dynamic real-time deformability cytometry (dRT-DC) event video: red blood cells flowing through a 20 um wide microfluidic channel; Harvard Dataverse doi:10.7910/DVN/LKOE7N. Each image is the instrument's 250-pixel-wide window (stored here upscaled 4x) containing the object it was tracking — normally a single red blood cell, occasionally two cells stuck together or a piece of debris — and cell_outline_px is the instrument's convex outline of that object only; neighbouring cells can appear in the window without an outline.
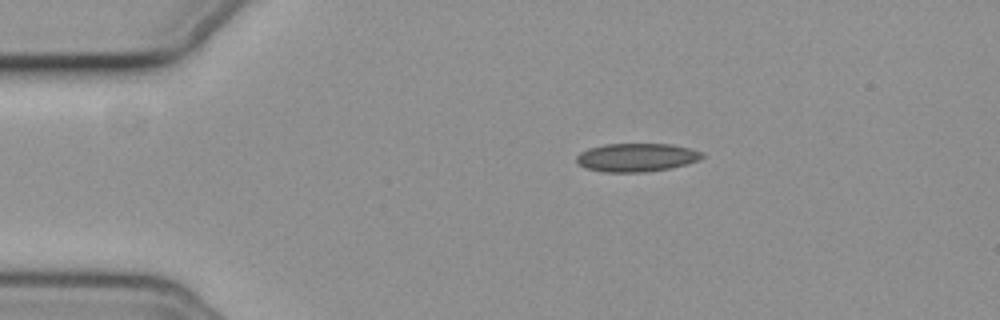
{"species": "common noctule bat (a hibernating species)", "species_latin": "Nyctalus noctula", "temperature_condition": "cold", "stored_images_in_passage": 47, "camera_frame_rate_fps": 3000, "um_per_image_px": 0.085, "animal": {"sex": "female", "body_mass_g": 19.3, "forearm_length_mm": 54.1}, "frame": {"image": 1, "passage_image": 1, "time_ms": 0.0, "image_size_px": [1000, 320], "cell_outline_px": [[704, 156], [700, 160], [688, 164], [672, 168], [644, 172], [604, 172], [584, 168], [576, 160], [576, 156], [580, 152], [588, 148], [604, 144], [672, 144], [704, 152]], "centroid_in_image_um": [54.12, 13.38], "position_along_channel_um": 30.9, "area_um2": 20.98}}
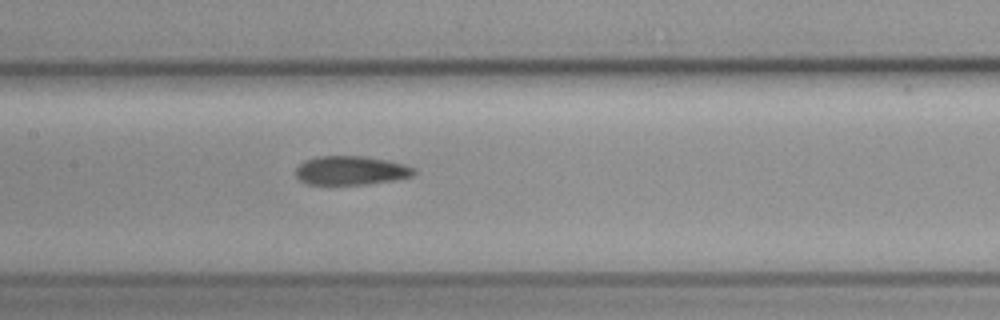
{"frame": {"image": 2, "passage_image": 17, "time_ms": 5.333, "image_size_px": [1000, 320], "cell_outline_px": [[416, 172], [412, 176], [396, 180], [368, 184], [308, 184], [300, 180], [296, 176], [296, 168], [304, 160], [316, 156], [364, 156], [388, 160], [404, 164], [416, 168]], "centroid_in_image_um": [29.85, 14.48], "position_along_channel_um": 177.5, "area_um2": 20.06}}
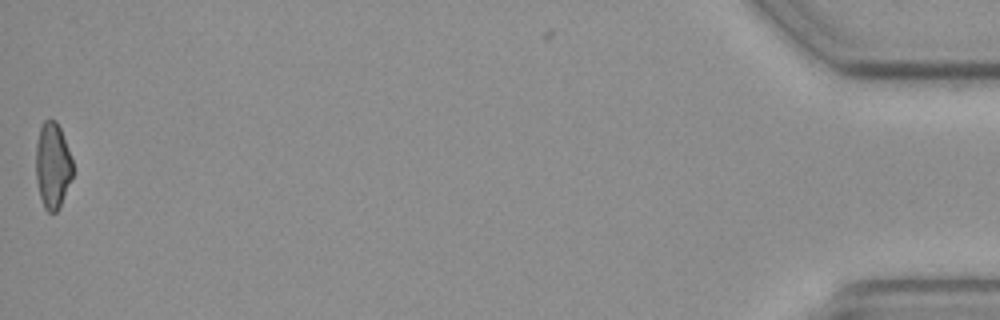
{"frame": {"image": 3, "passage_image": 46, "time_ms": 15.0, "image_size_px": [1000, 320], "cell_outline_px": [[72, 176], [60, 204], [56, 212], [48, 212], [44, 208], [40, 196], [36, 180], [36, 144], [40, 128], [44, 120], [56, 120], [60, 128], [72, 160]], "centroid_in_image_um": [4.45, 14.05], "position_along_channel_um": 430.7, "area_um2": 18.09}, "authors_computed_cell_mechanics": {"area_um2": 20.1722, "velocity_mm_per_s": 3.7135, "shape_relaxation_time_tau1_ms": 10.4009, "shape_relaxation_time_tau2_ms": 3.1037, "deformation_change_tau1": 0.2065, "deformation_change_tau2": 0.0856}}